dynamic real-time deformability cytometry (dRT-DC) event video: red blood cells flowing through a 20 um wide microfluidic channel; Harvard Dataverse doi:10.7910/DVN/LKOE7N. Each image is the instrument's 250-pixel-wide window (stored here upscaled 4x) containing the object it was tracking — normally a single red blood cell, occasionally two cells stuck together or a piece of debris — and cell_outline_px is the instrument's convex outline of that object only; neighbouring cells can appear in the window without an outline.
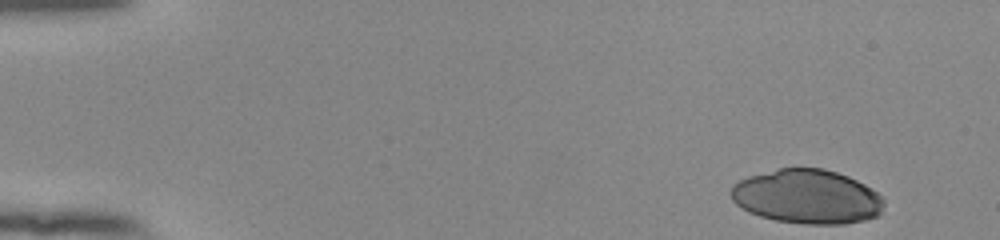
{"species": "human", "species_latin": "Homo sapiens", "temperature_condition": "room temperature", "stored_images_in_passage": 46, "camera_frame_rate_fps": 3000, "um_per_image_px": 0.085, "donor": {"sex": "female"}, "frame": {"image": 1, "passage_image": 1, "time_ms": 0.0, "image_size_px": [1000, 240], "cell_outline_px": [[884, 204], [880, 212], [876, 216], [864, 220], [844, 224], [804, 224], [776, 220], [760, 216], [748, 212], [736, 204], [732, 200], [732, 188], [740, 180], [748, 176], [780, 168], [824, 168], [848, 176], [872, 188], [884, 200]], "centroid_in_image_um": [68.61, 16.72], "position_along_channel_um": 16.4, "area_um2": 48.15}}
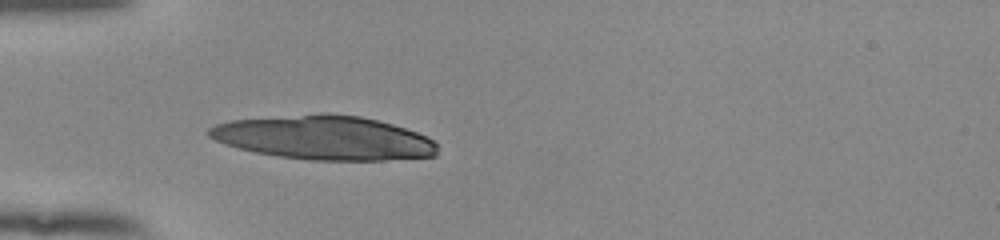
{"frame": {"image": 2, "passage_image": 14, "time_ms": 4.333, "image_size_px": [1000, 240], "cell_outline_px": [[436, 156], [384, 160], [312, 160], [276, 156], [256, 152], [224, 144], [208, 136], [208, 128], [216, 124], [228, 120], [320, 112], [324, 112], [360, 116], [392, 124], [428, 136], [436, 144]], "centroid_in_image_um": [27.51, 11.69], "position_along_channel_um": 57.5, "area_um2": 58.84}}